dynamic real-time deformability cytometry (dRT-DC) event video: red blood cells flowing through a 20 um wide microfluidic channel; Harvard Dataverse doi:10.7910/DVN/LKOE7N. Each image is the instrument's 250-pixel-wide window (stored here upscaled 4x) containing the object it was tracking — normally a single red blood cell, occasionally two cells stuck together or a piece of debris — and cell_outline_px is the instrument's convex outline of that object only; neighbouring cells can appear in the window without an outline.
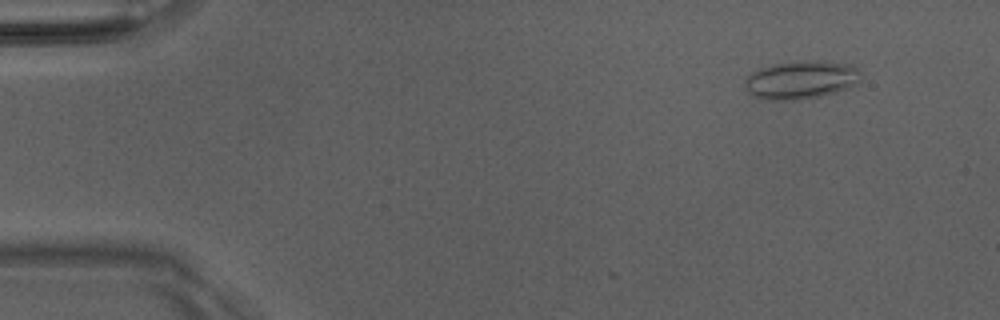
{"species": "Egyptian fruit bat (a non-hibernating species)", "species_latin": "Rousettus aegyptiacus", "temperature_condition": "room temperature", "stored_images_in_passage": 11, "camera_frame_rate_fps": 3000, "um_per_image_px": 0.085, "animal": {"sex": "male"}, "frame": {"image": 1, "passage_image": 5, "time_ms": 1.333, "image_size_px": [1000, 320], "cell_outline_px": [[860, 80], [856, 84], [836, 92], [820, 96], [800, 100], [768, 100], [752, 96], [744, 88], [744, 80], [752, 72], [760, 68], [772, 64], [816, 60], [824, 60], [852, 64], [860, 72]], "centroid_in_image_um": [68.07, 6.79], "position_along_channel_um": 16.9, "area_um2": 26.07}}